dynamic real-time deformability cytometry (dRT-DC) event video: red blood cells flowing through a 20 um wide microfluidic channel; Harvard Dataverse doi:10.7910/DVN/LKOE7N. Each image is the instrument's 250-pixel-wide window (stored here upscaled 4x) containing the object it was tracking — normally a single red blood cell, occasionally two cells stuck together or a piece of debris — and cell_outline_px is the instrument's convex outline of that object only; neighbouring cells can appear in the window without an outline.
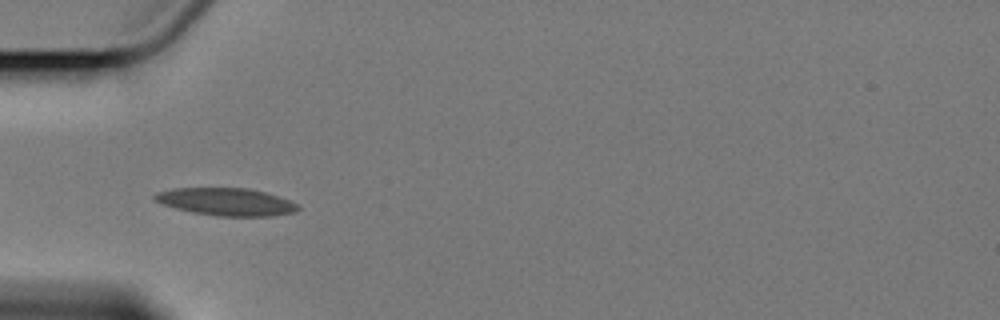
{"species": "Egyptian fruit bat (a non-hibernating species)", "species_latin": "Rousettus aegyptiacus", "temperature_condition": "cold", "stored_images_in_passage": 6, "camera_frame_rate_fps": 3000, "um_per_image_px": 0.085, "animal": {"sex": "female"}, "frame": {"image": 1, "passage_image": 5, "time_ms": 5.0, "image_size_px": [1000, 320], "cell_outline_px": [[300, 208], [296, 212], [272, 216], [216, 216], [192, 212], [160, 204], [152, 196], [156, 192], [172, 188], [248, 188], [264, 192], [300, 204]], "centroid_in_image_um": [19.22, 17.15], "position_along_channel_um": 65.8, "area_um2": 23.06}}
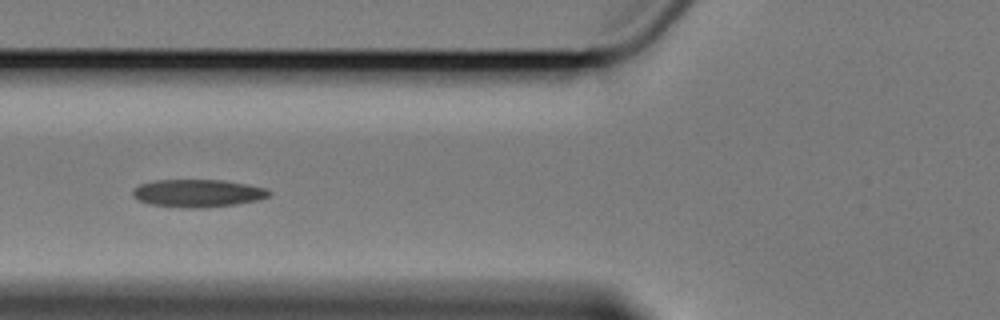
{"frame": {"image": 2, "passage_image": 6, "time_ms": 6.333, "image_size_px": [1000, 320], "cell_outline_px": [[272, 192], [268, 196], [260, 200], [236, 204], [204, 208], [180, 208], [148, 204], [136, 200], [132, 196], [132, 188], [140, 184], [156, 180], [224, 180], [248, 184], [264, 188]], "centroid_in_image_um": [16.77, 16.43], "position_along_channel_um": 109.0, "area_um2": 22.37}}